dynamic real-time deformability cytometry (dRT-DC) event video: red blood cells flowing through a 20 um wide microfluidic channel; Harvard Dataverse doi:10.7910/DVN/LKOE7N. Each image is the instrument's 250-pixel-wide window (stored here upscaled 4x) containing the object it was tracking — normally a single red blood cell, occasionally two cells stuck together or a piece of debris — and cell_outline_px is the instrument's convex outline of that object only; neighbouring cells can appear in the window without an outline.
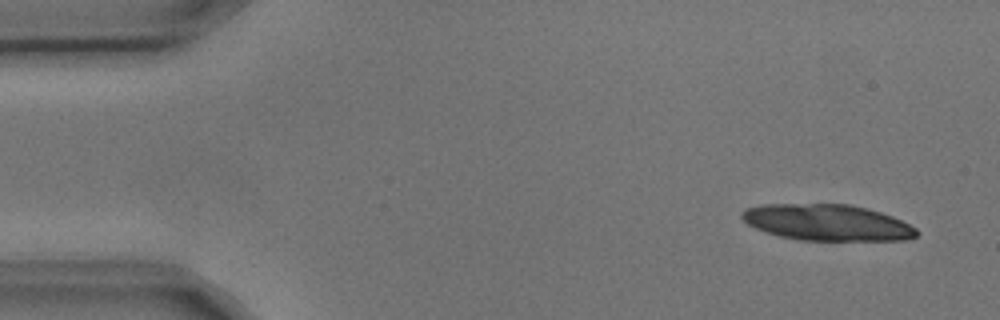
{"species": "common noctule bat (a hibernating species)", "species_latin": "Nyctalus noctula", "temperature_condition": "cold", "stored_images_in_passage": 5, "camera_frame_rate_fps": 3000, "um_per_image_px": 0.085, "animal": {"sex": "male", "body_mass_g": 17.9, "forearm_length_mm": 54.2}, "frame": {"image": 1, "passage_image": 1, "time_ms": 0.0, "image_size_px": [1000, 320], "cell_outline_px": [[920, 232], [916, 236], [908, 240], [800, 240], [780, 236], [756, 228], [748, 224], [740, 216], [740, 212], [744, 208], [760, 204], [852, 204], [868, 208], [892, 216], [916, 228]], "centroid_in_image_um": [70.3, 18.9], "position_along_channel_um": 14.7, "area_um2": 36.99}}